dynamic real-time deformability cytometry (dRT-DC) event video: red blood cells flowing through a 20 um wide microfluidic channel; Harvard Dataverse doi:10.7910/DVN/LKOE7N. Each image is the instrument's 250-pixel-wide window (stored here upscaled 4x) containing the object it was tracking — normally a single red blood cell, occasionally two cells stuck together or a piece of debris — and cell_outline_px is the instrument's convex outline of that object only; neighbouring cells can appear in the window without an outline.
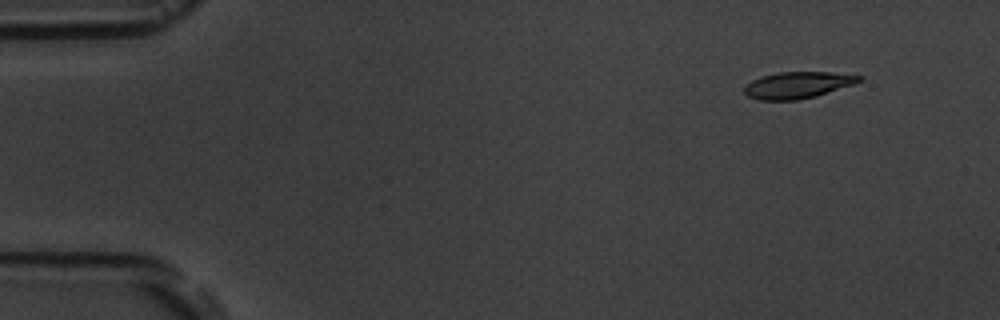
{"species": "common noctule bat (a hibernating species)", "species_latin": "Nyctalus noctula", "temperature_condition": "room temperature", "stored_images_in_passage": 5, "camera_frame_rate_fps": 3000, "um_per_image_px": 0.085, "animal": {"sex": "male", "body_mass_g": 19.5, "forearm_length_mm": 54.6}, "frame": {"image": 1, "passage_image": 1, "time_ms": 0.0, "image_size_px": [1000, 320], "cell_outline_px": [[864, 76], [860, 80], [852, 84], [816, 96], [796, 100], [760, 100], [748, 96], [744, 92], [744, 88], [752, 80], [760, 76], [780, 72], [832, 72]], "centroid_in_image_um": [67.77, 7.22], "position_along_channel_um": 17.2, "area_um2": 17.57}}
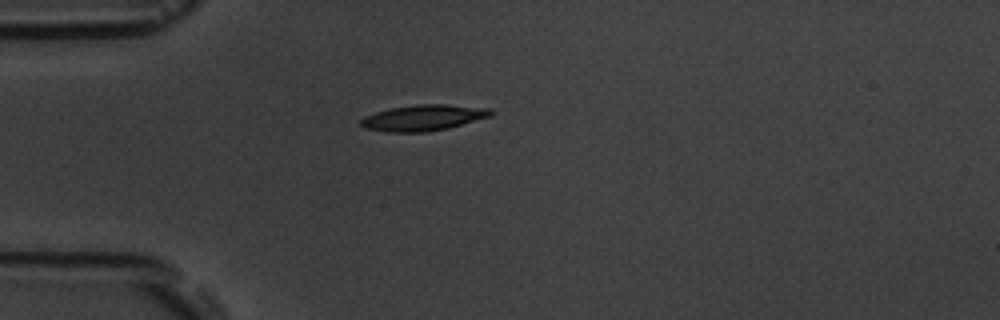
{"frame": {"image": 2, "passage_image": 4, "time_ms": 3.333, "image_size_px": [1000, 320], "cell_outline_px": [[496, 112], [492, 116], [448, 128], [424, 132], [388, 132], [364, 128], [360, 124], [360, 120], [364, 116], [376, 112], [392, 108], [416, 104], [444, 104], [492, 108]], "centroid_in_image_um": [36.03, 10.0], "position_along_channel_um": 49.0, "area_um2": 19.77}}